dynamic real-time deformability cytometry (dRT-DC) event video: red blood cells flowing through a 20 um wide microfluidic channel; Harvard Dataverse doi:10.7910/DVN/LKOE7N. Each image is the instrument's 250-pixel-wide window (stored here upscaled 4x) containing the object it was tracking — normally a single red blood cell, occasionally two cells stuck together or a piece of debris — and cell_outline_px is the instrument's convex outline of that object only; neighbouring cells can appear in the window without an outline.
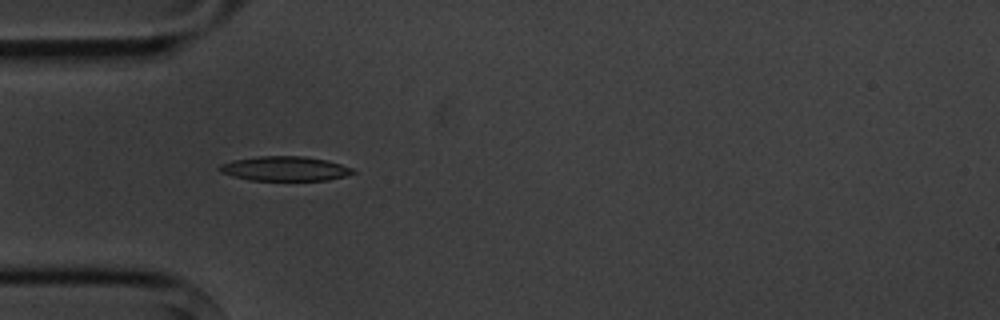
{"species": "common noctule bat (a hibernating species)", "species_latin": "Nyctalus noctula", "temperature_condition": "cold", "stored_images_in_passage": 6, "camera_frame_rate_fps": 3000, "um_per_image_px": 0.085, "animal": {"sex": "male", "body_mass_g": 20.1, "forearm_length_mm": 53.5}, "frame": {"image": 1, "passage_image": 5, "time_ms": 4.667, "image_size_px": [1000, 320], "cell_outline_px": [[356, 172], [348, 176], [328, 180], [248, 180], [220, 172], [216, 168], [220, 164], [232, 160], [256, 156], [304, 156], [324, 160], [340, 164], [352, 168]], "centroid_in_image_um": [24.19, 14.33], "position_along_channel_um": 60.8, "area_um2": 19.13}}
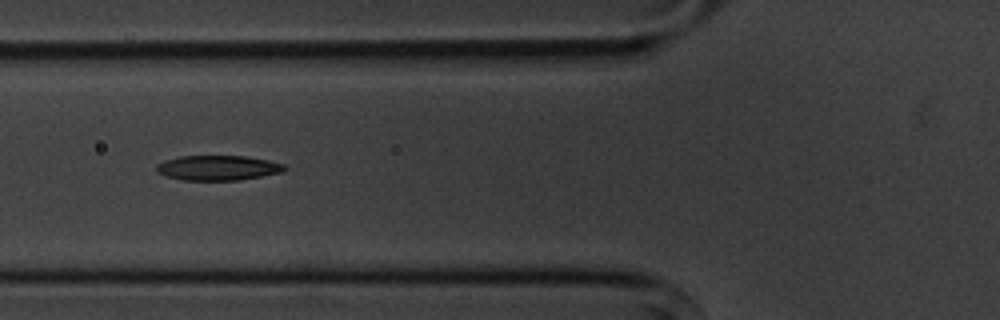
{"frame": {"image": 2, "passage_image": 6, "time_ms": 6.0, "image_size_px": [1000, 320], "cell_outline_px": [[288, 168], [280, 172], [240, 180], [180, 180], [164, 176], [156, 172], [156, 164], [164, 160], [180, 156], [248, 156], [268, 160], [284, 164]], "centroid_in_image_um": [18.47, 14.26], "position_along_channel_um": 107.3, "area_um2": 18.73}}